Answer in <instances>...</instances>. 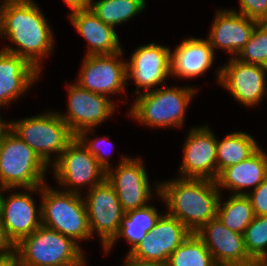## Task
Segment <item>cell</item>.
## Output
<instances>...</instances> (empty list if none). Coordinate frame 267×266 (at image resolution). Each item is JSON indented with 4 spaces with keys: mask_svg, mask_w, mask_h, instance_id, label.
I'll return each instance as SVG.
<instances>
[{
    "mask_svg": "<svg viewBox=\"0 0 267 266\" xmlns=\"http://www.w3.org/2000/svg\"><path fill=\"white\" fill-rule=\"evenodd\" d=\"M85 199L91 235L96 231L105 248L118 234L125 212L116 192L106 180L91 188Z\"/></svg>",
    "mask_w": 267,
    "mask_h": 266,
    "instance_id": "cell-10",
    "label": "cell"
},
{
    "mask_svg": "<svg viewBox=\"0 0 267 266\" xmlns=\"http://www.w3.org/2000/svg\"><path fill=\"white\" fill-rule=\"evenodd\" d=\"M214 49L208 40L199 38L184 39L173 53L171 52V76L194 78L202 76L212 66Z\"/></svg>",
    "mask_w": 267,
    "mask_h": 266,
    "instance_id": "cell-22",
    "label": "cell"
},
{
    "mask_svg": "<svg viewBox=\"0 0 267 266\" xmlns=\"http://www.w3.org/2000/svg\"><path fill=\"white\" fill-rule=\"evenodd\" d=\"M196 89L170 87L142 92L130 108V116L151 127H181Z\"/></svg>",
    "mask_w": 267,
    "mask_h": 266,
    "instance_id": "cell-6",
    "label": "cell"
},
{
    "mask_svg": "<svg viewBox=\"0 0 267 266\" xmlns=\"http://www.w3.org/2000/svg\"><path fill=\"white\" fill-rule=\"evenodd\" d=\"M53 165L54 177L60 185L69 186L68 192L79 194L80 187L89 185L91 189L106 180L104 168L77 137L66 146Z\"/></svg>",
    "mask_w": 267,
    "mask_h": 266,
    "instance_id": "cell-8",
    "label": "cell"
},
{
    "mask_svg": "<svg viewBox=\"0 0 267 266\" xmlns=\"http://www.w3.org/2000/svg\"><path fill=\"white\" fill-rule=\"evenodd\" d=\"M147 174L139 157L130 159L126 156L115 169L106 171V181L116 192L125 213L147 206L152 198Z\"/></svg>",
    "mask_w": 267,
    "mask_h": 266,
    "instance_id": "cell-9",
    "label": "cell"
},
{
    "mask_svg": "<svg viewBox=\"0 0 267 266\" xmlns=\"http://www.w3.org/2000/svg\"><path fill=\"white\" fill-rule=\"evenodd\" d=\"M204 242L217 266H249L244 237L224 226L216 217L204 224L196 233Z\"/></svg>",
    "mask_w": 267,
    "mask_h": 266,
    "instance_id": "cell-17",
    "label": "cell"
},
{
    "mask_svg": "<svg viewBox=\"0 0 267 266\" xmlns=\"http://www.w3.org/2000/svg\"><path fill=\"white\" fill-rule=\"evenodd\" d=\"M267 178V154L259 148L253 155L242 162L223 169L216 178L218 189L235 191V195H246L242 189L253 187L254 190Z\"/></svg>",
    "mask_w": 267,
    "mask_h": 266,
    "instance_id": "cell-23",
    "label": "cell"
},
{
    "mask_svg": "<svg viewBox=\"0 0 267 266\" xmlns=\"http://www.w3.org/2000/svg\"><path fill=\"white\" fill-rule=\"evenodd\" d=\"M123 52L112 55H89L84 58L77 84L96 94L121 93L127 85L126 62L118 60Z\"/></svg>",
    "mask_w": 267,
    "mask_h": 266,
    "instance_id": "cell-11",
    "label": "cell"
},
{
    "mask_svg": "<svg viewBox=\"0 0 267 266\" xmlns=\"http://www.w3.org/2000/svg\"><path fill=\"white\" fill-rule=\"evenodd\" d=\"M190 234L174 216L160 215L151 232L128 255L142 261L167 263L169 256Z\"/></svg>",
    "mask_w": 267,
    "mask_h": 266,
    "instance_id": "cell-15",
    "label": "cell"
},
{
    "mask_svg": "<svg viewBox=\"0 0 267 266\" xmlns=\"http://www.w3.org/2000/svg\"><path fill=\"white\" fill-rule=\"evenodd\" d=\"M89 1L90 0H64L67 6L72 10L70 13L88 8Z\"/></svg>",
    "mask_w": 267,
    "mask_h": 266,
    "instance_id": "cell-36",
    "label": "cell"
},
{
    "mask_svg": "<svg viewBox=\"0 0 267 266\" xmlns=\"http://www.w3.org/2000/svg\"><path fill=\"white\" fill-rule=\"evenodd\" d=\"M6 191V190H11V188H4L3 186L0 185V191ZM2 192H0V205H1V199H2Z\"/></svg>",
    "mask_w": 267,
    "mask_h": 266,
    "instance_id": "cell-41",
    "label": "cell"
},
{
    "mask_svg": "<svg viewBox=\"0 0 267 266\" xmlns=\"http://www.w3.org/2000/svg\"><path fill=\"white\" fill-rule=\"evenodd\" d=\"M254 138L245 132H233L223 140L217 138V177L225 168L248 159L260 147Z\"/></svg>",
    "mask_w": 267,
    "mask_h": 266,
    "instance_id": "cell-25",
    "label": "cell"
},
{
    "mask_svg": "<svg viewBox=\"0 0 267 266\" xmlns=\"http://www.w3.org/2000/svg\"><path fill=\"white\" fill-rule=\"evenodd\" d=\"M48 165L10 129L0 138V185L36 192L45 184Z\"/></svg>",
    "mask_w": 267,
    "mask_h": 266,
    "instance_id": "cell-3",
    "label": "cell"
},
{
    "mask_svg": "<svg viewBox=\"0 0 267 266\" xmlns=\"http://www.w3.org/2000/svg\"><path fill=\"white\" fill-rule=\"evenodd\" d=\"M9 129L25 142L47 164L51 153L59 159L66 146L76 137L59 113L48 112L33 117L11 121Z\"/></svg>",
    "mask_w": 267,
    "mask_h": 266,
    "instance_id": "cell-7",
    "label": "cell"
},
{
    "mask_svg": "<svg viewBox=\"0 0 267 266\" xmlns=\"http://www.w3.org/2000/svg\"><path fill=\"white\" fill-rule=\"evenodd\" d=\"M146 6L145 0H99L89 1L90 10L105 24L115 26L127 22Z\"/></svg>",
    "mask_w": 267,
    "mask_h": 266,
    "instance_id": "cell-27",
    "label": "cell"
},
{
    "mask_svg": "<svg viewBox=\"0 0 267 266\" xmlns=\"http://www.w3.org/2000/svg\"><path fill=\"white\" fill-rule=\"evenodd\" d=\"M240 14L256 20L267 17V0H239Z\"/></svg>",
    "mask_w": 267,
    "mask_h": 266,
    "instance_id": "cell-33",
    "label": "cell"
},
{
    "mask_svg": "<svg viewBox=\"0 0 267 266\" xmlns=\"http://www.w3.org/2000/svg\"><path fill=\"white\" fill-rule=\"evenodd\" d=\"M249 266H267V260L253 261Z\"/></svg>",
    "mask_w": 267,
    "mask_h": 266,
    "instance_id": "cell-40",
    "label": "cell"
},
{
    "mask_svg": "<svg viewBox=\"0 0 267 266\" xmlns=\"http://www.w3.org/2000/svg\"><path fill=\"white\" fill-rule=\"evenodd\" d=\"M216 217L229 230L244 234L245 229L250 225L255 215L251 202L246 195L232 194L230 199L223 204H221V198L219 197Z\"/></svg>",
    "mask_w": 267,
    "mask_h": 266,
    "instance_id": "cell-26",
    "label": "cell"
},
{
    "mask_svg": "<svg viewBox=\"0 0 267 266\" xmlns=\"http://www.w3.org/2000/svg\"><path fill=\"white\" fill-rule=\"evenodd\" d=\"M82 252L73 239L44 226L16 245L18 266H85Z\"/></svg>",
    "mask_w": 267,
    "mask_h": 266,
    "instance_id": "cell-4",
    "label": "cell"
},
{
    "mask_svg": "<svg viewBox=\"0 0 267 266\" xmlns=\"http://www.w3.org/2000/svg\"><path fill=\"white\" fill-rule=\"evenodd\" d=\"M184 144L181 178H217V138L206 125L192 128Z\"/></svg>",
    "mask_w": 267,
    "mask_h": 266,
    "instance_id": "cell-14",
    "label": "cell"
},
{
    "mask_svg": "<svg viewBox=\"0 0 267 266\" xmlns=\"http://www.w3.org/2000/svg\"><path fill=\"white\" fill-rule=\"evenodd\" d=\"M72 25L88 42L89 55H112L122 51L115 28L105 24L90 8L69 14Z\"/></svg>",
    "mask_w": 267,
    "mask_h": 266,
    "instance_id": "cell-20",
    "label": "cell"
},
{
    "mask_svg": "<svg viewBox=\"0 0 267 266\" xmlns=\"http://www.w3.org/2000/svg\"><path fill=\"white\" fill-rule=\"evenodd\" d=\"M1 117V116H0ZM9 129V122L5 123L0 118V138L5 134V132Z\"/></svg>",
    "mask_w": 267,
    "mask_h": 266,
    "instance_id": "cell-38",
    "label": "cell"
},
{
    "mask_svg": "<svg viewBox=\"0 0 267 266\" xmlns=\"http://www.w3.org/2000/svg\"><path fill=\"white\" fill-rule=\"evenodd\" d=\"M249 257L253 260H267V216H255L243 234Z\"/></svg>",
    "mask_w": 267,
    "mask_h": 266,
    "instance_id": "cell-29",
    "label": "cell"
},
{
    "mask_svg": "<svg viewBox=\"0 0 267 266\" xmlns=\"http://www.w3.org/2000/svg\"><path fill=\"white\" fill-rule=\"evenodd\" d=\"M42 195V226L70 237L76 243L92 237L85 199L80 193L57 191L42 185L38 191ZM78 240V241H77Z\"/></svg>",
    "mask_w": 267,
    "mask_h": 266,
    "instance_id": "cell-5",
    "label": "cell"
},
{
    "mask_svg": "<svg viewBox=\"0 0 267 266\" xmlns=\"http://www.w3.org/2000/svg\"><path fill=\"white\" fill-rule=\"evenodd\" d=\"M257 25L256 20L232 9L219 10L207 40L213 49L226 50L236 57L250 39Z\"/></svg>",
    "mask_w": 267,
    "mask_h": 266,
    "instance_id": "cell-19",
    "label": "cell"
},
{
    "mask_svg": "<svg viewBox=\"0 0 267 266\" xmlns=\"http://www.w3.org/2000/svg\"><path fill=\"white\" fill-rule=\"evenodd\" d=\"M123 266H168L167 263L163 262H153V261H142L138 259L131 258L128 254L125 258V263Z\"/></svg>",
    "mask_w": 267,
    "mask_h": 266,
    "instance_id": "cell-35",
    "label": "cell"
},
{
    "mask_svg": "<svg viewBox=\"0 0 267 266\" xmlns=\"http://www.w3.org/2000/svg\"><path fill=\"white\" fill-rule=\"evenodd\" d=\"M127 80L134 79L139 94L140 88L150 91L161 83L165 86V80L171 75V51L166 46L150 43L139 46L133 54L131 61L126 62Z\"/></svg>",
    "mask_w": 267,
    "mask_h": 266,
    "instance_id": "cell-16",
    "label": "cell"
},
{
    "mask_svg": "<svg viewBox=\"0 0 267 266\" xmlns=\"http://www.w3.org/2000/svg\"><path fill=\"white\" fill-rule=\"evenodd\" d=\"M68 86V112L59 115L75 136L93 129L114 113L115 104L107 96L86 90L77 83Z\"/></svg>",
    "mask_w": 267,
    "mask_h": 266,
    "instance_id": "cell-13",
    "label": "cell"
},
{
    "mask_svg": "<svg viewBox=\"0 0 267 266\" xmlns=\"http://www.w3.org/2000/svg\"><path fill=\"white\" fill-rule=\"evenodd\" d=\"M246 196L251 202L255 216H267V178Z\"/></svg>",
    "mask_w": 267,
    "mask_h": 266,
    "instance_id": "cell-32",
    "label": "cell"
},
{
    "mask_svg": "<svg viewBox=\"0 0 267 266\" xmlns=\"http://www.w3.org/2000/svg\"><path fill=\"white\" fill-rule=\"evenodd\" d=\"M91 130L92 129L83 130L78 135H76V137L82 142V144L87 148V150L97 159L98 163L104 168V170L107 171L108 169L112 167L109 163L108 157L106 156V154L104 155L103 153L104 150L102 151V146L100 144H103V146L105 144L108 145L110 141L108 139V136L106 137V140H104V138L102 139L101 138H96V139L89 138L87 133L88 131L90 132ZM90 139H91V142L88 141Z\"/></svg>",
    "mask_w": 267,
    "mask_h": 266,
    "instance_id": "cell-31",
    "label": "cell"
},
{
    "mask_svg": "<svg viewBox=\"0 0 267 266\" xmlns=\"http://www.w3.org/2000/svg\"><path fill=\"white\" fill-rule=\"evenodd\" d=\"M218 82L243 105L259 104L266 95L267 67L257 64H247L231 57L227 65L217 71Z\"/></svg>",
    "mask_w": 267,
    "mask_h": 266,
    "instance_id": "cell-12",
    "label": "cell"
},
{
    "mask_svg": "<svg viewBox=\"0 0 267 266\" xmlns=\"http://www.w3.org/2000/svg\"><path fill=\"white\" fill-rule=\"evenodd\" d=\"M159 217L160 214L152 205L126 212L118 234L104 248V251L108 253L114 243L123 237L132 245L129 254L147 236V233L151 232Z\"/></svg>",
    "mask_w": 267,
    "mask_h": 266,
    "instance_id": "cell-24",
    "label": "cell"
},
{
    "mask_svg": "<svg viewBox=\"0 0 267 266\" xmlns=\"http://www.w3.org/2000/svg\"><path fill=\"white\" fill-rule=\"evenodd\" d=\"M168 266H217L202 239L191 233L169 256Z\"/></svg>",
    "mask_w": 267,
    "mask_h": 266,
    "instance_id": "cell-28",
    "label": "cell"
},
{
    "mask_svg": "<svg viewBox=\"0 0 267 266\" xmlns=\"http://www.w3.org/2000/svg\"><path fill=\"white\" fill-rule=\"evenodd\" d=\"M30 195L24 191L11 193L7 198L2 195L0 219L15 245L42 226L41 205L37 212L35 201Z\"/></svg>",
    "mask_w": 267,
    "mask_h": 266,
    "instance_id": "cell-18",
    "label": "cell"
},
{
    "mask_svg": "<svg viewBox=\"0 0 267 266\" xmlns=\"http://www.w3.org/2000/svg\"><path fill=\"white\" fill-rule=\"evenodd\" d=\"M258 25L263 29V31L267 34V17L262 18L258 21Z\"/></svg>",
    "mask_w": 267,
    "mask_h": 266,
    "instance_id": "cell-39",
    "label": "cell"
},
{
    "mask_svg": "<svg viewBox=\"0 0 267 266\" xmlns=\"http://www.w3.org/2000/svg\"><path fill=\"white\" fill-rule=\"evenodd\" d=\"M0 266H18L17 254L0 256Z\"/></svg>",
    "mask_w": 267,
    "mask_h": 266,
    "instance_id": "cell-37",
    "label": "cell"
},
{
    "mask_svg": "<svg viewBox=\"0 0 267 266\" xmlns=\"http://www.w3.org/2000/svg\"><path fill=\"white\" fill-rule=\"evenodd\" d=\"M247 64H257L267 67V34L257 25L250 39L235 57Z\"/></svg>",
    "mask_w": 267,
    "mask_h": 266,
    "instance_id": "cell-30",
    "label": "cell"
},
{
    "mask_svg": "<svg viewBox=\"0 0 267 266\" xmlns=\"http://www.w3.org/2000/svg\"><path fill=\"white\" fill-rule=\"evenodd\" d=\"M40 72L25 58L0 51V107L18 99L39 78Z\"/></svg>",
    "mask_w": 267,
    "mask_h": 266,
    "instance_id": "cell-21",
    "label": "cell"
},
{
    "mask_svg": "<svg viewBox=\"0 0 267 266\" xmlns=\"http://www.w3.org/2000/svg\"><path fill=\"white\" fill-rule=\"evenodd\" d=\"M156 185V194L165 201L168 214L191 233H197L204 224L216 218L221 196L216 181L178 177Z\"/></svg>",
    "mask_w": 267,
    "mask_h": 266,
    "instance_id": "cell-2",
    "label": "cell"
},
{
    "mask_svg": "<svg viewBox=\"0 0 267 266\" xmlns=\"http://www.w3.org/2000/svg\"><path fill=\"white\" fill-rule=\"evenodd\" d=\"M4 1L0 5V36H6L19 48L6 46L2 50L25 58L41 72L40 60L54 44L50 26L33 0Z\"/></svg>",
    "mask_w": 267,
    "mask_h": 266,
    "instance_id": "cell-1",
    "label": "cell"
},
{
    "mask_svg": "<svg viewBox=\"0 0 267 266\" xmlns=\"http://www.w3.org/2000/svg\"><path fill=\"white\" fill-rule=\"evenodd\" d=\"M16 253V245L8 237L3 223L0 219V256Z\"/></svg>",
    "mask_w": 267,
    "mask_h": 266,
    "instance_id": "cell-34",
    "label": "cell"
}]
</instances>
